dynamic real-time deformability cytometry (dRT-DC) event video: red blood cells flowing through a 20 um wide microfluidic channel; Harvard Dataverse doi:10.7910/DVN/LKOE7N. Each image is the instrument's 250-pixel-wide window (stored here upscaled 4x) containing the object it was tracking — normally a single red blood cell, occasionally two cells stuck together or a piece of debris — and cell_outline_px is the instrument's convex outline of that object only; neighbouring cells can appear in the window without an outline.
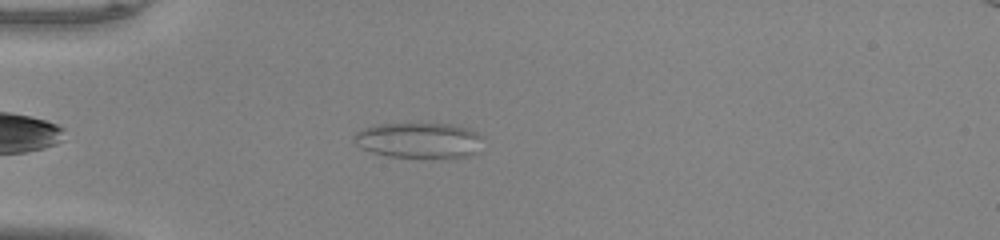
{"species": "common noctule bat (a hibernating species)", "species_latin": "Nyctalus noctula", "temperature_condition": "warm", "stored_images_in_passage": 42, "camera_frame_rate_fps": 3000, "um_per_image_px": 0.085, "animal": {"sex": "male", "body_mass_g": 20.0, "forearm_length_mm": 53.3}, "frame": {"image": 1, "passage_image": 6, "time_ms": 1.667, "image_size_px": [1000, 240], "cell_outline_px": [[480, 136], [476, 152], [468, 156], [388, 156], [372, 152], [356, 144], [352, 136], [356, 132], [364, 128], [376, 124], [448, 124], [468, 128], [476, 132]], "centroid_in_image_um": [35.54, 11.9], "position_along_channel_um": 49.5, "area_um2": 25.78}}
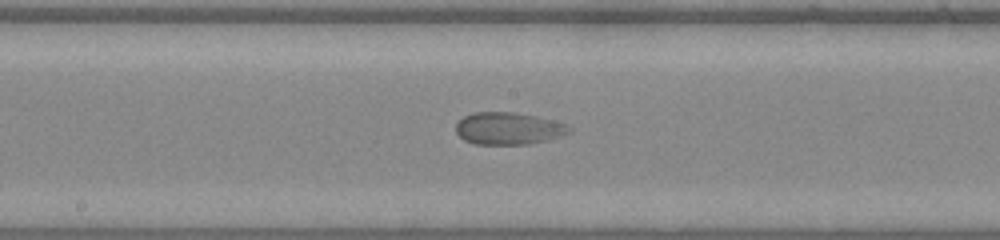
{"frame": {"image": 2, "passage_image": 19, "time_ms": 6.0, "image_size_px": [1000, 240], "cell_outline_px": [[572, 132], [560, 136], [528, 144], [476, 144], [464, 140], [456, 132], [456, 124], [464, 116], [472, 112], [512, 112], [536, 116], [568, 124], [572, 128]], "centroid_in_image_um": [43.22, 10.91], "position_along_channel_um": 205.0, "area_um2": 21.21}}
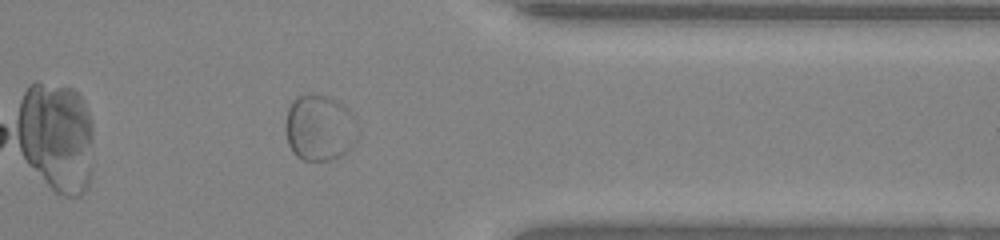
{"frame": {"image": 3, "passage_image": 33, "time_ms": 10.667, "image_size_px": [1000, 240], "cell_outline_px": [[356, 140], [352, 148], [340, 156], [328, 160], [304, 160], [296, 156], [292, 152], [288, 144], [284, 128], [284, 124], [288, 108], [292, 100], [296, 96], [324, 96], [336, 100], [344, 104], [348, 108], [356, 120]], "centroid_in_image_um": [27.14, 10.88], "position_along_channel_um": 384.3, "area_um2": 27.92}}